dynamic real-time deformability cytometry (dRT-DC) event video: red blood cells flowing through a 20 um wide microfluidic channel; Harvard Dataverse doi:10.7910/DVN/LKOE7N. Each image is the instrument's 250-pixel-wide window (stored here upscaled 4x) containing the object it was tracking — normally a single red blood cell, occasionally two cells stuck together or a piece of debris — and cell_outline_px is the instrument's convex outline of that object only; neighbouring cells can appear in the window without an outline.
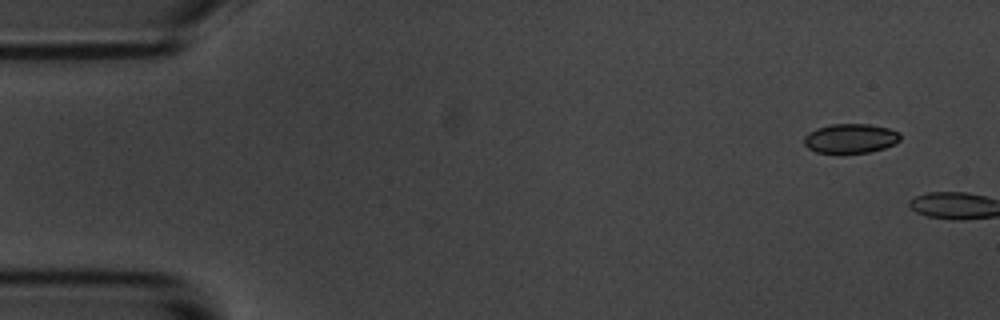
{"species": "common noctule bat (a hibernating species)", "species_latin": "Nyctalus noctula", "temperature_condition": "room temperature", "stored_images_in_passage": 2, "camera_frame_rate_fps": 3000, "um_per_image_px": 0.085, "animal": {"sex": "male", "body_mass_g": 20.1, "forearm_length_mm": 53.5}, "frame": {"image": 1, "passage_image": 1, "time_ms": 0.0, "image_size_px": [1000, 320], "cell_outline_px": [[900, 140], [884, 148], [868, 152], [816, 152], [808, 148], [804, 144], [804, 136], [808, 132], [816, 128], [832, 124], [868, 124], [888, 128], [900, 132]], "centroid_in_image_um": [72.27, 11.75], "position_along_channel_um": 12.7, "area_um2": 16.3}}